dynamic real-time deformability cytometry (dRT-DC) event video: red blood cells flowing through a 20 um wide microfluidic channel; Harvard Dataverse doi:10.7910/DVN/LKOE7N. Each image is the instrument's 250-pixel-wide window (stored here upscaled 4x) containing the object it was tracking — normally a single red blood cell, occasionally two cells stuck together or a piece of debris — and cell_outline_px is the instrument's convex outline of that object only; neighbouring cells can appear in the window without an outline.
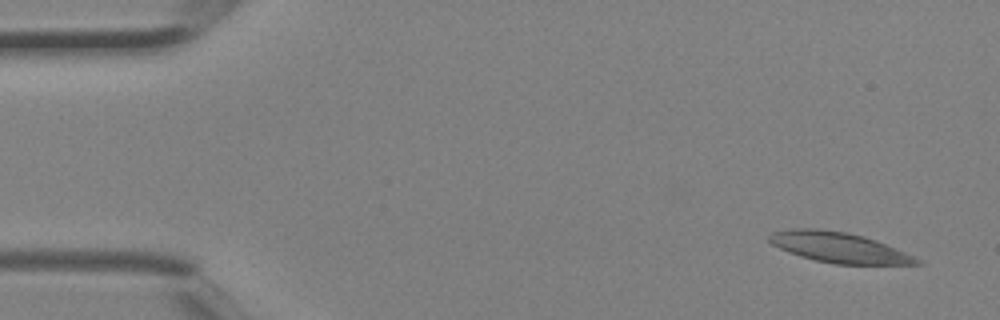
{"species": "Egyptian fruit bat (a non-hibernating species)", "species_latin": "Rousettus aegyptiacus", "temperature_condition": "room temperature", "stored_images_in_passage": 3, "camera_frame_rate_fps": 3000, "um_per_image_px": 0.085, "animal": {"sex": "female"}, "frame": {"image": 1, "passage_image": 1, "time_ms": 0.0, "image_size_px": [1000, 320], "cell_outline_px": [[924, 264], [836, 264], [816, 260], [800, 256], [788, 252], [772, 244], [768, 240], [768, 236], [772, 232], [792, 228], [820, 228], [848, 232], [864, 236], [904, 252], [920, 260]], "centroid_in_image_um": [71.25, 21.02], "position_along_channel_um": 13.8, "area_um2": 25.84}}